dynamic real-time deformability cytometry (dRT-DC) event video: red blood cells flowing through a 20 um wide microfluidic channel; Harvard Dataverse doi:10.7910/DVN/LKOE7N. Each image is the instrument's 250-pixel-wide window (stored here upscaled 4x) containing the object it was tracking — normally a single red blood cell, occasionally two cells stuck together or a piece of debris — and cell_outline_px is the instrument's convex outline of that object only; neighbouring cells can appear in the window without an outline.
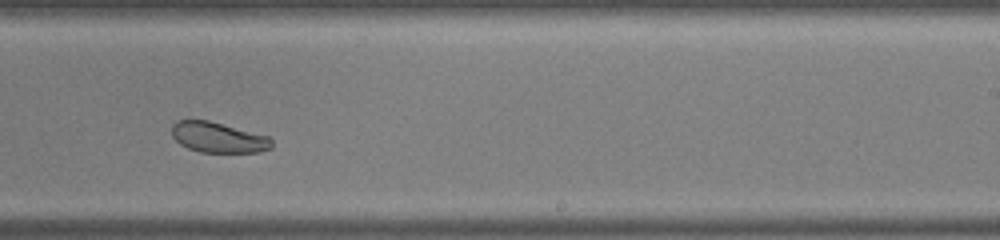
{"species": "common noctule bat (a hibernating species)", "species_latin": "Nyctalus noctula", "temperature_condition": "warm", "stored_images_in_passage": 36, "camera_frame_rate_fps": 3000, "um_per_image_px": 0.085, "animal": {"sex": "male", "body_mass_g": 19.0, "forearm_length_mm": 50.8}, "frame": {"image": 1, "passage_image": 21, "time_ms": 6.667, "image_size_px": [1000, 240], "cell_outline_px": [[272, 148], [260, 152], [200, 152], [188, 148], [180, 144], [172, 136], [172, 124], [176, 120], [208, 120], [268, 136], [272, 140]], "centroid_in_image_um": [18.54, 11.68], "position_along_channel_um": 270.5, "area_um2": 17.69}, "authors_computed_cell_mechanics": {"area_um2": 21.7039, "velocity_mm_per_s": 4.1855, "shape_relaxation_time_tau1_ms": 2.8021, "shape_relaxation_time_tau2_ms": null, "deformation_change_tau1": 0.0544, "deformation_change_tau2": null}}